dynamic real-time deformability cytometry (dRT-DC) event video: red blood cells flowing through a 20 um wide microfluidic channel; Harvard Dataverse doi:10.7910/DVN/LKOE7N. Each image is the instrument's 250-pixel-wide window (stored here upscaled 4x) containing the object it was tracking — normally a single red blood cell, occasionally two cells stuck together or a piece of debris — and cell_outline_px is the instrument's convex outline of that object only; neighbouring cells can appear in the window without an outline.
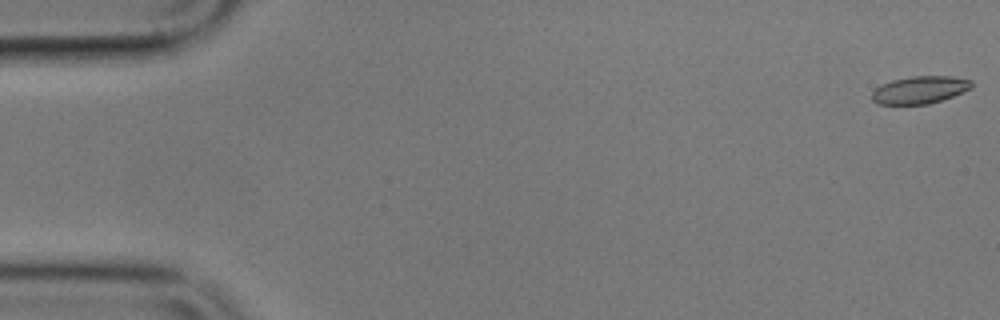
{"species": "common noctule bat (a hibernating species)", "species_latin": "Nyctalus noctula", "temperature_condition": "cold", "stored_images_in_passage": 57, "camera_frame_rate_fps": 3000, "um_per_image_px": 0.085, "animal": {"sex": "male", "body_mass_g": 17.9}, "frame": {"image": 1, "passage_image": 1, "time_ms": 0.0, "image_size_px": [1000, 320], "cell_outline_px": [[972, 88], [952, 96], [928, 104], [876, 104], [872, 100], [872, 92], [876, 88], [892, 80], [912, 76], [952, 76], [972, 80]], "centroid_in_image_um": [78.19, 7.63], "position_along_channel_um": 6.8, "area_um2": 15.84}}
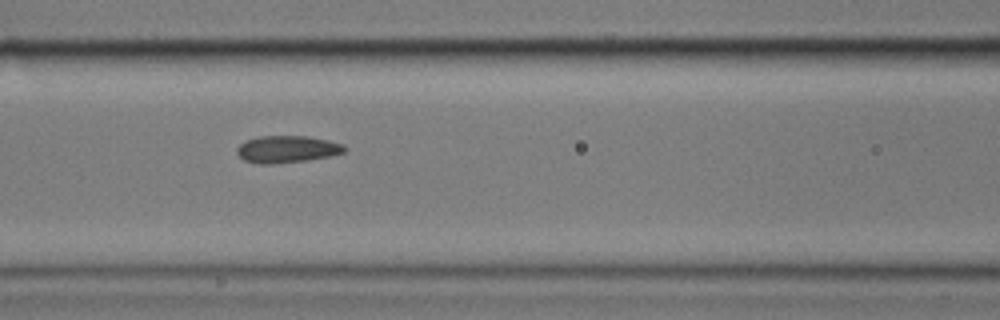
{"frame": {"image": 2, "passage_image": 24, "time_ms": 7.667, "image_size_px": [1000, 320], "cell_outline_px": [[348, 148], [344, 152], [328, 156], [308, 160], [272, 164], [260, 164], [244, 160], [236, 152], [236, 148], [244, 140], [260, 136], [308, 136], [328, 140], [344, 144]], "centroid_in_image_um": [24.39, 12.67], "position_along_channel_um": 142.2, "area_um2": 17.05}}
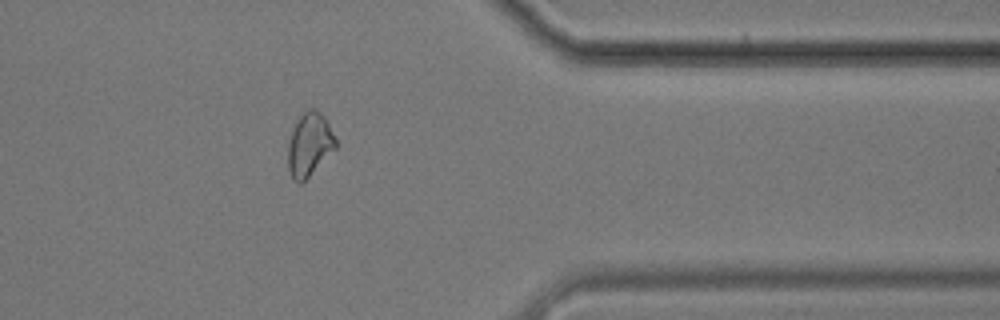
{"frame": {"image": 3, "passage_image": 46, "time_ms": 15.0, "image_size_px": [1000, 320], "cell_outline_px": [[336, 148], [300, 184], [296, 184], [292, 180], [288, 172], [288, 144], [292, 128], [300, 116], [308, 108], [316, 108], [324, 116], [336, 140]], "centroid_in_image_um": [26.27, 12.29], "position_along_channel_um": 385.1, "area_um2": 17.57}, "authors_computed_cell_mechanics": {"area_um2": 16.8776, "velocity_mm_per_s": 3.5241, "shape_relaxation_time_tau1_ms": 3.8563, "shape_relaxation_time_tau2_ms": 2.3826, "deformation_change_tau1": 0.0948, "deformation_change_tau2": 0.0749}}